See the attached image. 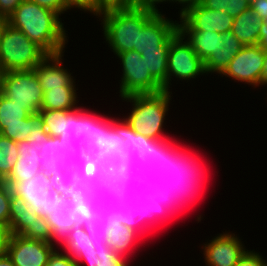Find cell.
<instances>
[{"label":"cell","instance_id":"6da1fadb","mask_svg":"<svg viewBox=\"0 0 267 266\" xmlns=\"http://www.w3.org/2000/svg\"><path fill=\"white\" fill-rule=\"evenodd\" d=\"M196 155L185 157L170 173L130 181L134 194V219L143 230L150 228L154 221L171 218L185 205L189 207L196 198H200L198 195L203 193L200 191L204 189L207 175H204V161L196 158Z\"/></svg>","mask_w":267,"mask_h":266},{"label":"cell","instance_id":"7a4b0ae2","mask_svg":"<svg viewBox=\"0 0 267 266\" xmlns=\"http://www.w3.org/2000/svg\"><path fill=\"white\" fill-rule=\"evenodd\" d=\"M174 142L146 137L131 128L124 119L123 145L129 150L130 155H135L131 181L151 179L160 174L170 173L185 157L192 155L190 149L184 148L183 145L180 147L177 140Z\"/></svg>","mask_w":267,"mask_h":266},{"label":"cell","instance_id":"3957f363","mask_svg":"<svg viewBox=\"0 0 267 266\" xmlns=\"http://www.w3.org/2000/svg\"><path fill=\"white\" fill-rule=\"evenodd\" d=\"M54 11L24 0L6 22L19 29L48 55L65 52L68 42L64 23ZM64 50V51H63Z\"/></svg>","mask_w":267,"mask_h":266},{"label":"cell","instance_id":"277c9868","mask_svg":"<svg viewBox=\"0 0 267 266\" xmlns=\"http://www.w3.org/2000/svg\"><path fill=\"white\" fill-rule=\"evenodd\" d=\"M147 10L130 5L102 8L96 16L101 17L104 38L115 55L137 48L138 30L155 16Z\"/></svg>","mask_w":267,"mask_h":266},{"label":"cell","instance_id":"5b68a950","mask_svg":"<svg viewBox=\"0 0 267 266\" xmlns=\"http://www.w3.org/2000/svg\"><path fill=\"white\" fill-rule=\"evenodd\" d=\"M172 92L162 91L155 94L132 95L122 98L132 103L131 113L124 119L135 131L144 134L146 137L154 140L175 141L168 136H164L163 124Z\"/></svg>","mask_w":267,"mask_h":266},{"label":"cell","instance_id":"8992f818","mask_svg":"<svg viewBox=\"0 0 267 266\" xmlns=\"http://www.w3.org/2000/svg\"><path fill=\"white\" fill-rule=\"evenodd\" d=\"M59 144L58 137L50 136L39 121L32 127L27 140L17 142V161L38 162L48 177L60 182L66 172L60 157Z\"/></svg>","mask_w":267,"mask_h":266},{"label":"cell","instance_id":"52a82bcc","mask_svg":"<svg viewBox=\"0 0 267 266\" xmlns=\"http://www.w3.org/2000/svg\"><path fill=\"white\" fill-rule=\"evenodd\" d=\"M48 54L6 21L0 40V67L4 72L33 70Z\"/></svg>","mask_w":267,"mask_h":266},{"label":"cell","instance_id":"ba28073f","mask_svg":"<svg viewBox=\"0 0 267 266\" xmlns=\"http://www.w3.org/2000/svg\"><path fill=\"white\" fill-rule=\"evenodd\" d=\"M87 204L78 198L63 193L56 206V210L42 221L43 235L46 236L49 243L54 246L53 242L59 241L60 246H64L71 230L85 223L87 214Z\"/></svg>","mask_w":267,"mask_h":266},{"label":"cell","instance_id":"9c48e42d","mask_svg":"<svg viewBox=\"0 0 267 266\" xmlns=\"http://www.w3.org/2000/svg\"><path fill=\"white\" fill-rule=\"evenodd\" d=\"M116 56L123 72L119 90L121 98L164 91L163 86L150 74L140 53L131 50Z\"/></svg>","mask_w":267,"mask_h":266},{"label":"cell","instance_id":"30bf717a","mask_svg":"<svg viewBox=\"0 0 267 266\" xmlns=\"http://www.w3.org/2000/svg\"><path fill=\"white\" fill-rule=\"evenodd\" d=\"M2 94L30 115L41 110L44 91L34 70L7 71L4 73Z\"/></svg>","mask_w":267,"mask_h":266},{"label":"cell","instance_id":"8fae6325","mask_svg":"<svg viewBox=\"0 0 267 266\" xmlns=\"http://www.w3.org/2000/svg\"><path fill=\"white\" fill-rule=\"evenodd\" d=\"M135 155H130L125 147L103 148L101 155L89 162L92 173L109 186L130 183L131 168Z\"/></svg>","mask_w":267,"mask_h":266},{"label":"cell","instance_id":"7c38bea8","mask_svg":"<svg viewBox=\"0 0 267 266\" xmlns=\"http://www.w3.org/2000/svg\"><path fill=\"white\" fill-rule=\"evenodd\" d=\"M133 196L131 183L107 188L106 194L98 202L104 207L105 227L109 229L111 225L122 224L139 235L143 233L144 230L134 219Z\"/></svg>","mask_w":267,"mask_h":266},{"label":"cell","instance_id":"4fadbf2b","mask_svg":"<svg viewBox=\"0 0 267 266\" xmlns=\"http://www.w3.org/2000/svg\"><path fill=\"white\" fill-rule=\"evenodd\" d=\"M183 40V36L178 31L171 38L168 50L167 91H170L171 78L174 76L176 79L178 78L177 80H187L188 82V80L196 79L199 75L206 74L203 61L186 39Z\"/></svg>","mask_w":267,"mask_h":266},{"label":"cell","instance_id":"5bb4252c","mask_svg":"<svg viewBox=\"0 0 267 266\" xmlns=\"http://www.w3.org/2000/svg\"><path fill=\"white\" fill-rule=\"evenodd\" d=\"M55 249L43 234H9L6 244V253L16 266H47Z\"/></svg>","mask_w":267,"mask_h":266},{"label":"cell","instance_id":"9a60e30c","mask_svg":"<svg viewBox=\"0 0 267 266\" xmlns=\"http://www.w3.org/2000/svg\"><path fill=\"white\" fill-rule=\"evenodd\" d=\"M39 122V115L29 114L24 106L0 95V134L15 142L27 140L32 127Z\"/></svg>","mask_w":267,"mask_h":266},{"label":"cell","instance_id":"2e32d148","mask_svg":"<svg viewBox=\"0 0 267 266\" xmlns=\"http://www.w3.org/2000/svg\"><path fill=\"white\" fill-rule=\"evenodd\" d=\"M264 57L265 51L258 44L244 45L220 76L259 86Z\"/></svg>","mask_w":267,"mask_h":266},{"label":"cell","instance_id":"e0dca14e","mask_svg":"<svg viewBox=\"0 0 267 266\" xmlns=\"http://www.w3.org/2000/svg\"><path fill=\"white\" fill-rule=\"evenodd\" d=\"M64 193L84 201L86 204H98L109 185L99 180L88 167L83 171H67L60 181Z\"/></svg>","mask_w":267,"mask_h":266},{"label":"cell","instance_id":"ac0fdd59","mask_svg":"<svg viewBox=\"0 0 267 266\" xmlns=\"http://www.w3.org/2000/svg\"><path fill=\"white\" fill-rule=\"evenodd\" d=\"M163 14H156L142 30H138L135 51H168L171 38L178 31V21H173Z\"/></svg>","mask_w":267,"mask_h":266},{"label":"cell","instance_id":"d6986e66","mask_svg":"<svg viewBox=\"0 0 267 266\" xmlns=\"http://www.w3.org/2000/svg\"><path fill=\"white\" fill-rule=\"evenodd\" d=\"M203 246L206 266H235L247 250L237 235L226 231Z\"/></svg>","mask_w":267,"mask_h":266},{"label":"cell","instance_id":"ffe728a7","mask_svg":"<svg viewBox=\"0 0 267 266\" xmlns=\"http://www.w3.org/2000/svg\"><path fill=\"white\" fill-rule=\"evenodd\" d=\"M92 124L91 142L87 147L89 159L101 155L103 148L124 147V118L123 120L96 115Z\"/></svg>","mask_w":267,"mask_h":266},{"label":"cell","instance_id":"44dd1931","mask_svg":"<svg viewBox=\"0 0 267 266\" xmlns=\"http://www.w3.org/2000/svg\"><path fill=\"white\" fill-rule=\"evenodd\" d=\"M179 18L189 31H210L220 34L231 31L234 21L227 13L203 7L200 3L187 9Z\"/></svg>","mask_w":267,"mask_h":266},{"label":"cell","instance_id":"7402d4cb","mask_svg":"<svg viewBox=\"0 0 267 266\" xmlns=\"http://www.w3.org/2000/svg\"><path fill=\"white\" fill-rule=\"evenodd\" d=\"M62 53L47 55L33 70L35 71L43 91L50 88H76L72 73L63 67Z\"/></svg>","mask_w":267,"mask_h":266},{"label":"cell","instance_id":"603a6c76","mask_svg":"<svg viewBox=\"0 0 267 266\" xmlns=\"http://www.w3.org/2000/svg\"><path fill=\"white\" fill-rule=\"evenodd\" d=\"M9 234L41 235L42 220L18 196L11 194Z\"/></svg>","mask_w":267,"mask_h":266},{"label":"cell","instance_id":"cb8c5ba5","mask_svg":"<svg viewBox=\"0 0 267 266\" xmlns=\"http://www.w3.org/2000/svg\"><path fill=\"white\" fill-rule=\"evenodd\" d=\"M92 124H95V112H88L84 107L66 110L63 118L62 135L58 139L80 140L86 147L90 146Z\"/></svg>","mask_w":267,"mask_h":266},{"label":"cell","instance_id":"d4e9b609","mask_svg":"<svg viewBox=\"0 0 267 266\" xmlns=\"http://www.w3.org/2000/svg\"><path fill=\"white\" fill-rule=\"evenodd\" d=\"M243 47L244 45L231 31L220 34L217 37L215 54H211L203 62L205 73L221 74Z\"/></svg>","mask_w":267,"mask_h":266},{"label":"cell","instance_id":"484cf974","mask_svg":"<svg viewBox=\"0 0 267 266\" xmlns=\"http://www.w3.org/2000/svg\"><path fill=\"white\" fill-rule=\"evenodd\" d=\"M5 183L9 186L12 195L20 197L26 204H29V200L40 198L44 195V190L50 189L57 181L41 171L27 181Z\"/></svg>","mask_w":267,"mask_h":266},{"label":"cell","instance_id":"4316f807","mask_svg":"<svg viewBox=\"0 0 267 266\" xmlns=\"http://www.w3.org/2000/svg\"><path fill=\"white\" fill-rule=\"evenodd\" d=\"M74 260L77 266H82L81 262L88 263V266H130L127 264L129 259L114 252L107 242L88 251H81Z\"/></svg>","mask_w":267,"mask_h":266},{"label":"cell","instance_id":"83f0119b","mask_svg":"<svg viewBox=\"0 0 267 266\" xmlns=\"http://www.w3.org/2000/svg\"><path fill=\"white\" fill-rule=\"evenodd\" d=\"M60 157L65 172L83 171L89 167L87 147L80 140L59 139Z\"/></svg>","mask_w":267,"mask_h":266},{"label":"cell","instance_id":"f1b7e54d","mask_svg":"<svg viewBox=\"0 0 267 266\" xmlns=\"http://www.w3.org/2000/svg\"><path fill=\"white\" fill-rule=\"evenodd\" d=\"M262 20L249 7L234 18L231 32L243 45H256Z\"/></svg>","mask_w":267,"mask_h":266},{"label":"cell","instance_id":"f546056e","mask_svg":"<svg viewBox=\"0 0 267 266\" xmlns=\"http://www.w3.org/2000/svg\"><path fill=\"white\" fill-rule=\"evenodd\" d=\"M178 32L184 39L186 38V41L203 62L211 54H215L217 37L220 33L210 31H189L181 22H178Z\"/></svg>","mask_w":267,"mask_h":266},{"label":"cell","instance_id":"4dcf8cb0","mask_svg":"<svg viewBox=\"0 0 267 266\" xmlns=\"http://www.w3.org/2000/svg\"><path fill=\"white\" fill-rule=\"evenodd\" d=\"M138 237H140L139 234L134 230L122 224H116L111 225L108 229L106 242L114 252L128 259L131 257L130 251L134 253L131 248L138 244L136 241Z\"/></svg>","mask_w":267,"mask_h":266},{"label":"cell","instance_id":"1f68e13d","mask_svg":"<svg viewBox=\"0 0 267 266\" xmlns=\"http://www.w3.org/2000/svg\"><path fill=\"white\" fill-rule=\"evenodd\" d=\"M76 88H50L44 91L41 110H72L76 107L78 97ZM77 105V106H75Z\"/></svg>","mask_w":267,"mask_h":266},{"label":"cell","instance_id":"d6a6232c","mask_svg":"<svg viewBox=\"0 0 267 266\" xmlns=\"http://www.w3.org/2000/svg\"><path fill=\"white\" fill-rule=\"evenodd\" d=\"M63 193L64 190L61 183L57 182L50 189L44 190V195L37 200H29V204L27 205L43 221L47 215H50V213L56 210V206Z\"/></svg>","mask_w":267,"mask_h":266},{"label":"cell","instance_id":"836d02e7","mask_svg":"<svg viewBox=\"0 0 267 266\" xmlns=\"http://www.w3.org/2000/svg\"><path fill=\"white\" fill-rule=\"evenodd\" d=\"M141 56L150 74L167 91L168 51H144Z\"/></svg>","mask_w":267,"mask_h":266},{"label":"cell","instance_id":"e575fe53","mask_svg":"<svg viewBox=\"0 0 267 266\" xmlns=\"http://www.w3.org/2000/svg\"><path fill=\"white\" fill-rule=\"evenodd\" d=\"M18 158L17 142L0 134V180L10 176Z\"/></svg>","mask_w":267,"mask_h":266},{"label":"cell","instance_id":"d590c367","mask_svg":"<svg viewBox=\"0 0 267 266\" xmlns=\"http://www.w3.org/2000/svg\"><path fill=\"white\" fill-rule=\"evenodd\" d=\"M63 248L64 251H67L65 253L74 259L81 251H88L94 247L83 226L78 225L71 230L68 241Z\"/></svg>","mask_w":267,"mask_h":266},{"label":"cell","instance_id":"8d00e7d4","mask_svg":"<svg viewBox=\"0 0 267 266\" xmlns=\"http://www.w3.org/2000/svg\"><path fill=\"white\" fill-rule=\"evenodd\" d=\"M200 4L206 8L227 13L233 18L250 7L246 0H201Z\"/></svg>","mask_w":267,"mask_h":266},{"label":"cell","instance_id":"74e56055","mask_svg":"<svg viewBox=\"0 0 267 266\" xmlns=\"http://www.w3.org/2000/svg\"><path fill=\"white\" fill-rule=\"evenodd\" d=\"M37 114L41 125L50 136L59 137L62 135L63 118H66V111L40 110Z\"/></svg>","mask_w":267,"mask_h":266},{"label":"cell","instance_id":"f35d334b","mask_svg":"<svg viewBox=\"0 0 267 266\" xmlns=\"http://www.w3.org/2000/svg\"><path fill=\"white\" fill-rule=\"evenodd\" d=\"M42 171L38 162L16 161L10 176L4 182L27 181Z\"/></svg>","mask_w":267,"mask_h":266},{"label":"cell","instance_id":"ab89813d","mask_svg":"<svg viewBox=\"0 0 267 266\" xmlns=\"http://www.w3.org/2000/svg\"><path fill=\"white\" fill-rule=\"evenodd\" d=\"M87 214L85 223L91 224L94 233L107 234L108 228L105 227L104 207L98 204H87Z\"/></svg>","mask_w":267,"mask_h":266},{"label":"cell","instance_id":"60d3db41","mask_svg":"<svg viewBox=\"0 0 267 266\" xmlns=\"http://www.w3.org/2000/svg\"><path fill=\"white\" fill-rule=\"evenodd\" d=\"M11 191L9 186L0 180V227L10 228Z\"/></svg>","mask_w":267,"mask_h":266},{"label":"cell","instance_id":"b9f144b4","mask_svg":"<svg viewBox=\"0 0 267 266\" xmlns=\"http://www.w3.org/2000/svg\"><path fill=\"white\" fill-rule=\"evenodd\" d=\"M64 3L71 9L78 8L84 12H90L95 16L102 9L97 0H64Z\"/></svg>","mask_w":267,"mask_h":266},{"label":"cell","instance_id":"7bdbcfd3","mask_svg":"<svg viewBox=\"0 0 267 266\" xmlns=\"http://www.w3.org/2000/svg\"><path fill=\"white\" fill-rule=\"evenodd\" d=\"M254 250H247L235 266H267L266 260Z\"/></svg>","mask_w":267,"mask_h":266},{"label":"cell","instance_id":"ee69618b","mask_svg":"<svg viewBox=\"0 0 267 266\" xmlns=\"http://www.w3.org/2000/svg\"><path fill=\"white\" fill-rule=\"evenodd\" d=\"M54 250L48 258L47 266H77L75 260L67 253Z\"/></svg>","mask_w":267,"mask_h":266},{"label":"cell","instance_id":"f6af8a7d","mask_svg":"<svg viewBox=\"0 0 267 266\" xmlns=\"http://www.w3.org/2000/svg\"><path fill=\"white\" fill-rule=\"evenodd\" d=\"M41 7L48 8L58 15L64 14L70 8L64 3V0H30Z\"/></svg>","mask_w":267,"mask_h":266},{"label":"cell","instance_id":"bcb514c9","mask_svg":"<svg viewBox=\"0 0 267 266\" xmlns=\"http://www.w3.org/2000/svg\"><path fill=\"white\" fill-rule=\"evenodd\" d=\"M161 2L170 3V0H131L130 6L142 10H147L155 14H161L162 12H160L157 8V5L160 4Z\"/></svg>","mask_w":267,"mask_h":266},{"label":"cell","instance_id":"7dc6e473","mask_svg":"<svg viewBox=\"0 0 267 266\" xmlns=\"http://www.w3.org/2000/svg\"><path fill=\"white\" fill-rule=\"evenodd\" d=\"M23 1L24 0H0V18L7 20Z\"/></svg>","mask_w":267,"mask_h":266},{"label":"cell","instance_id":"c3c4849f","mask_svg":"<svg viewBox=\"0 0 267 266\" xmlns=\"http://www.w3.org/2000/svg\"><path fill=\"white\" fill-rule=\"evenodd\" d=\"M82 226L84 231L88 234L94 248L96 245H104L106 243L107 234L94 233V230L89 223H84Z\"/></svg>","mask_w":267,"mask_h":266},{"label":"cell","instance_id":"681fc988","mask_svg":"<svg viewBox=\"0 0 267 266\" xmlns=\"http://www.w3.org/2000/svg\"><path fill=\"white\" fill-rule=\"evenodd\" d=\"M250 8L262 21L267 19V0H254Z\"/></svg>","mask_w":267,"mask_h":266},{"label":"cell","instance_id":"f907efd6","mask_svg":"<svg viewBox=\"0 0 267 266\" xmlns=\"http://www.w3.org/2000/svg\"><path fill=\"white\" fill-rule=\"evenodd\" d=\"M258 45L267 51V27L264 21L261 22Z\"/></svg>","mask_w":267,"mask_h":266},{"label":"cell","instance_id":"816d5d0a","mask_svg":"<svg viewBox=\"0 0 267 266\" xmlns=\"http://www.w3.org/2000/svg\"><path fill=\"white\" fill-rule=\"evenodd\" d=\"M97 2L102 8H105L109 6L130 5L131 0H97Z\"/></svg>","mask_w":267,"mask_h":266},{"label":"cell","instance_id":"f5cc1de1","mask_svg":"<svg viewBox=\"0 0 267 266\" xmlns=\"http://www.w3.org/2000/svg\"><path fill=\"white\" fill-rule=\"evenodd\" d=\"M9 232L7 229L0 227V257L6 253V244Z\"/></svg>","mask_w":267,"mask_h":266},{"label":"cell","instance_id":"db71d44e","mask_svg":"<svg viewBox=\"0 0 267 266\" xmlns=\"http://www.w3.org/2000/svg\"><path fill=\"white\" fill-rule=\"evenodd\" d=\"M177 2V4L179 3L180 6H182L181 11L179 13V16L181 14H183L187 9H189L190 7L196 6L197 4L200 3L201 0H170V2Z\"/></svg>","mask_w":267,"mask_h":266},{"label":"cell","instance_id":"11a10c76","mask_svg":"<svg viewBox=\"0 0 267 266\" xmlns=\"http://www.w3.org/2000/svg\"><path fill=\"white\" fill-rule=\"evenodd\" d=\"M267 85V51H265V57L263 61V68L260 76V86Z\"/></svg>","mask_w":267,"mask_h":266},{"label":"cell","instance_id":"9f6ffc18","mask_svg":"<svg viewBox=\"0 0 267 266\" xmlns=\"http://www.w3.org/2000/svg\"><path fill=\"white\" fill-rule=\"evenodd\" d=\"M0 266H16L12 259L7 255V253L3 254L0 257Z\"/></svg>","mask_w":267,"mask_h":266},{"label":"cell","instance_id":"6f0895ef","mask_svg":"<svg viewBox=\"0 0 267 266\" xmlns=\"http://www.w3.org/2000/svg\"><path fill=\"white\" fill-rule=\"evenodd\" d=\"M4 71L0 67V95L2 94V89H3V78H4Z\"/></svg>","mask_w":267,"mask_h":266},{"label":"cell","instance_id":"680465c9","mask_svg":"<svg viewBox=\"0 0 267 266\" xmlns=\"http://www.w3.org/2000/svg\"><path fill=\"white\" fill-rule=\"evenodd\" d=\"M5 21H6L5 19L0 18V40H1V35H2V30H3V24Z\"/></svg>","mask_w":267,"mask_h":266},{"label":"cell","instance_id":"91938a15","mask_svg":"<svg viewBox=\"0 0 267 266\" xmlns=\"http://www.w3.org/2000/svg\"><path fill=\"white\" fill-rule=\"evenodd\" d=\"M249 4H251L254 0H246Z\"/></svg>","mask_w":267,"mask_h":266}]
</instances>
